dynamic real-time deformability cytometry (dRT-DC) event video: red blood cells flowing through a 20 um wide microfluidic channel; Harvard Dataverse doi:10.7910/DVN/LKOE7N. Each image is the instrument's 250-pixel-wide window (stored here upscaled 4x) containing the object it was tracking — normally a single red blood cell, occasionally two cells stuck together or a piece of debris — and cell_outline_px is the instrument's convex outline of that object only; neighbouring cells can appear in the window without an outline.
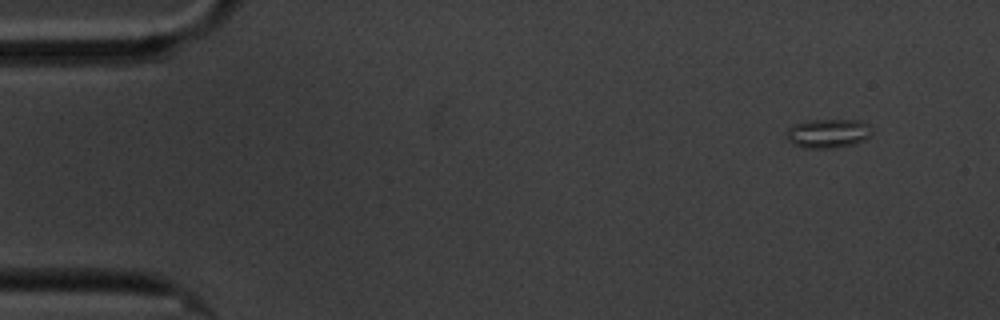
{"species": "common noctule bat (a hibernating species)", "species_latin": "Nyctalus noctula", "temperature_condition": "cold", "stored_images_in_passage": 10, "camera_frame_rate_fps": 3000, "um_per_image_px": 0.085, "animal": {"sex": "male", "body_mass_g": 20.1, "forearm_length_mm": 53.5}, "frame": {"image": 1, "passage_image": 1, "time_ms": 0.0, "image_size_px": [1000, 320], "cell_outline_px": [[872, 132], [864, 140], [852, 144], [836, 148], [804, 148], [792, 144], [788, 140], [784, 132], [792, 124], [808, 120], [860, 120], [868, 124], [872, 128]], "centroid_in_image_um": [70.34, 11.33], "position_along_channel_um": 14.7, "area_um2": 14.68}}
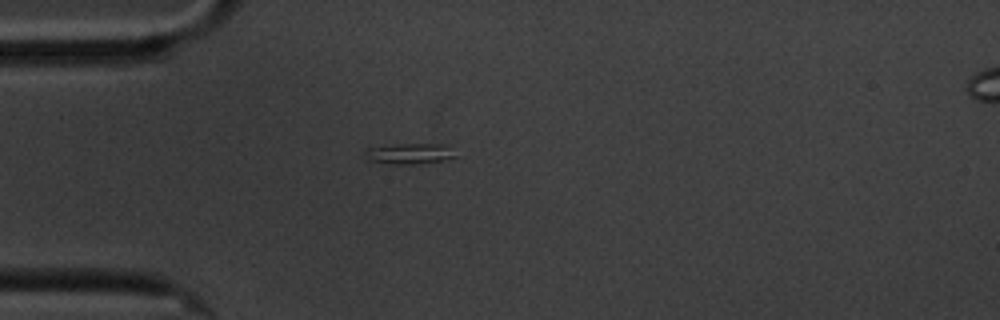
{"frame": {"image": 2, "passage_image": 4, "time_ms": 3.667, "image_size_px": [1000, 320], "cell_outline_px": [[456, 156], [444, 160], [420, 164], [392, 164], [368, 160], [368, 148], [396, 144], [448, 144]], "centroid_in_image_um": [34.89, 13.06], "position_along_channel_um": 50.1, "area_um2": 10.75}}